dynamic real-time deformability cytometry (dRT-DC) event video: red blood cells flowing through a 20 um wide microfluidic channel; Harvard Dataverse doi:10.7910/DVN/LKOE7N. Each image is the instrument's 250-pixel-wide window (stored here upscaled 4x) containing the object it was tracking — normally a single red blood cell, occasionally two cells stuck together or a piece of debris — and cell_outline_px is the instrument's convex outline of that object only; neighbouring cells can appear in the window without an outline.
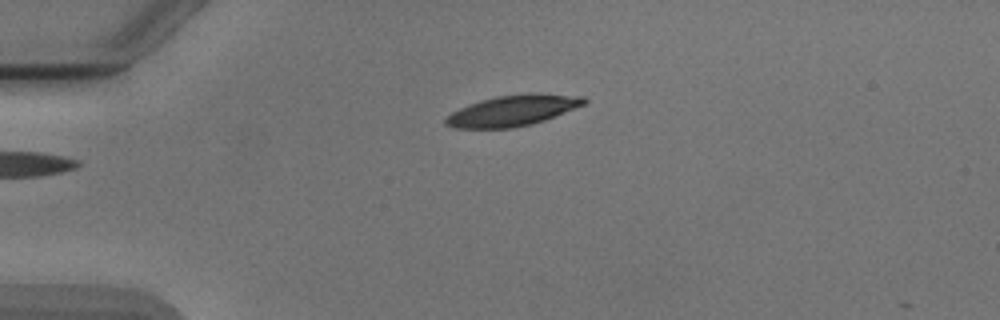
{"species": "Egyptian fruit bat (a non-hibernating species)", "species_latin": "Rousettus aegyptiacus", "temperature_condition": "cold", "stored_images_in_passage": 2, "camera_frame_rate_fps": 3000, "um_per_image_px": 0.085, "animal": {"sex": "male"}, "frame": {"image": 1, "passage_image": 2, "time_ms": 1.333, "image_size_px": [1000, 320], "cell_outline_px": [[588, 100], [584, 104], [544, 120], [532, 124], [512, 128], [452, 128], [444, 124], [444, 120], [452, 112], [460, 108], [480, 100], [496, 96], [532, 92], [584, 96]], "centroid_in_image_um": [43.57, 9.39], "position_along_channel_um": 41.4, "area_um2": 24.85}}